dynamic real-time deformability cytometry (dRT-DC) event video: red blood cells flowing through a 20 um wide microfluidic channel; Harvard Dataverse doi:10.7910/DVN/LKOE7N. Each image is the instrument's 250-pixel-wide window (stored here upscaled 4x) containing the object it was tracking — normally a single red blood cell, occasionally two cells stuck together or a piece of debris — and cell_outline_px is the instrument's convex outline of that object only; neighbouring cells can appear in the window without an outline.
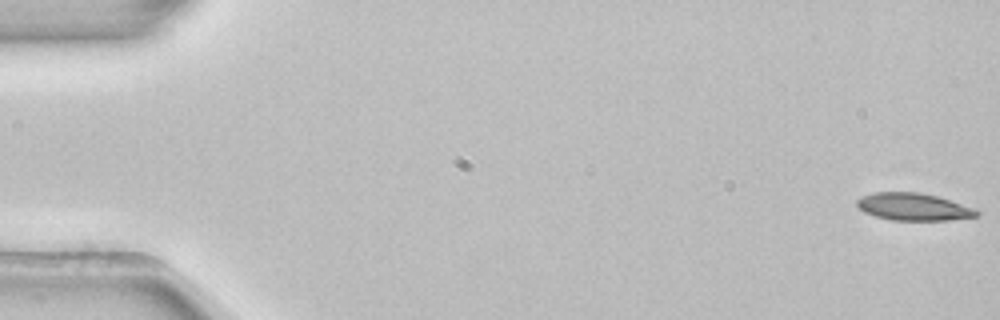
{"species": "common noctule bat (a hibernating species)", "species_latin": "Nyctalus noctula", "temperature_condition": "room temperature", "stored_images_in_passage": 53, "camera_frame_rate_fps": 3000, "um_per_image_px": 0.085, "animal": {"sex": "female", "body_mass_g": 22.7, "forearm_length_mm": 54.2}, "frame": {"image": 1, "passage_image": 1, "time_ms": 0.0, "image_size_px": [1000, 320], "cell_outline_px": [[980, 212], [976, 216], [948, 220], [892, 220], [876, 216], [864, 212], [856, 204], [856, 200], [872, 192], [916, 192], [936, 196], [976, 208]], "centroid_in_image_um": [77.65, 17.58], "position_along_channel_um": 7.4, "area_um2": 18.9}}
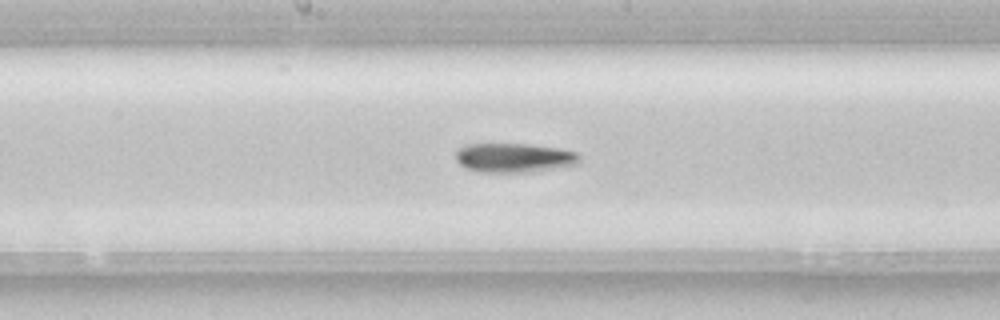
{"frame": {"image": 2, "passage_image": 28, "time_ms": 9.0, "image_size_px": [1000, 320], "cell_outline_px": [[580, 160], [576, 164], [536, 172], [480, 172], [464, 168], [456, 160], [456, 152], [464, 144], [528, 144], [560, 148], [576, 152], [580, 156]], "centroid_in_image_um": [43.69, 13.41], "position_along_channel_um": 204.5, "area_um2": 21.27}}
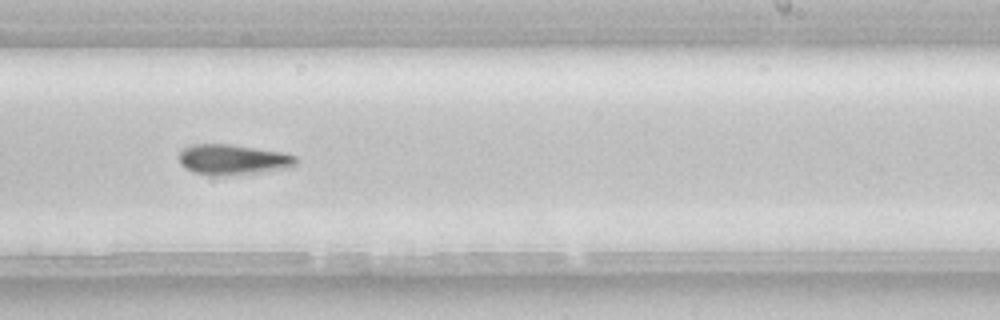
{"frame": {"image": 3, "passage_image": 33, "time_ms": 10.667, "image_size_px": [1000, 320], "cell_outline_px": [[296, 164], [292, 168], [220, 176], [192, 172], [184, 168], [180, 164], [180, 152], [184, 148], [192, 144], [228, 144], [280, 152], [296, 156]], "centroid_in_image_um": [19.77, 13.57], "position_along_channel_um": 269.2, "area_um2": 20.46}, "authors_computed_cell_mechanics": {"area_um2": 20.1722, "velocity_mm_per_s": 3.9057, "shape_relaxation_time_tau1_ms": 5.9967, "shape_relaxation_time_tau2_ms": null, "deformation_change_tau1": 0.1724, "deformation_change_tau2": null}}